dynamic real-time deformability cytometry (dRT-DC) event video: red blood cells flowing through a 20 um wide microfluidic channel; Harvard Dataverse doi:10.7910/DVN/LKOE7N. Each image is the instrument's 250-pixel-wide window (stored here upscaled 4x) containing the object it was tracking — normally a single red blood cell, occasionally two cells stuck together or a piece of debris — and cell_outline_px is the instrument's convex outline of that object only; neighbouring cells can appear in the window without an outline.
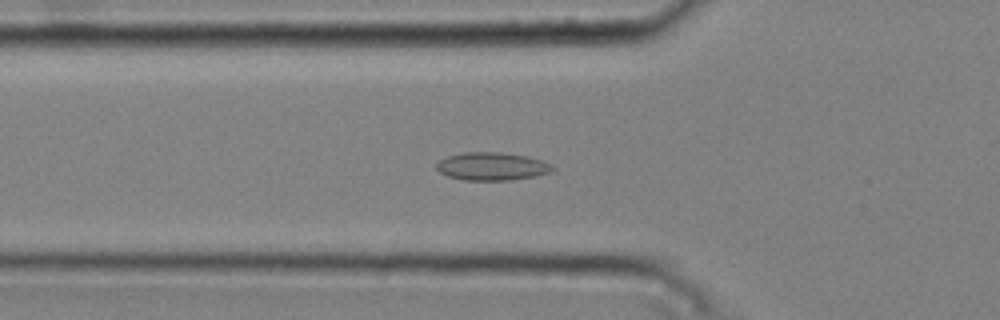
{"species": "common noctule bat (a hibernating species)", "species_latin": "Nyctalus noctula", "temperature_condition": "cold", "stored_images_in_passage": 51, "camera_frame_rate_fps": 3000, "um_per_image_px": 0.085, "animal": {"sex": "male", "body_mass_g": 20.4}, "frame": {"image": 1, "passage_image": 18, "time_ms": 5.667, "image_size_px": [1000, 320], "cell_outline_px": [[556, 168], [552, 172], [536, 176], [508, 180], [464, 180], [448, 176], [440, 172], [436, 168], [436, 164], [440, 160], [448, 156], [464, 152], [500, 152], [528, 156], [544, 160], [552, 164]], "centroid_in_image_um": [41.87, 14.13], "position_along_channel_um": 83.9, "area_um2": 19.07}}
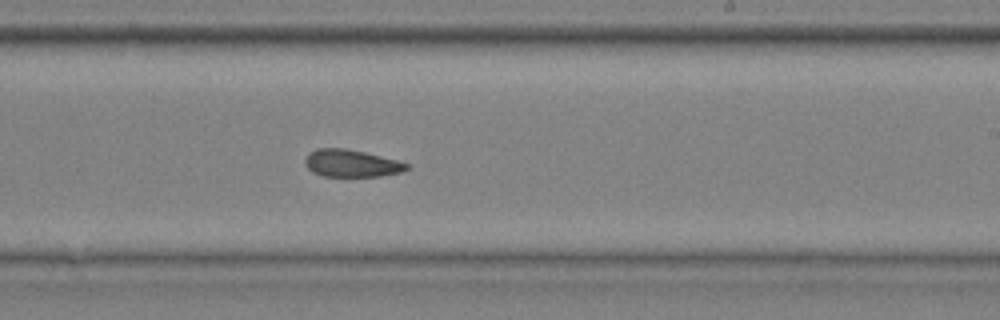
{"frame": {"image": 2, "passage_image": 32, "time_ms": 10.333, "image_size_px": [1000, 320], "cell_outline_px": [[412, 168], [404, 172], [380, 176], [324, 176], [312, 172], [304, 164], [304, 160], [308, 152], [316, 148], [344, 148], [364, 152], [400, 160], [408, 164]], "centroid_in_image_um": [29.9, 13.88], "position_along_channel_um": 259.1, "area_um2": 16.47}}
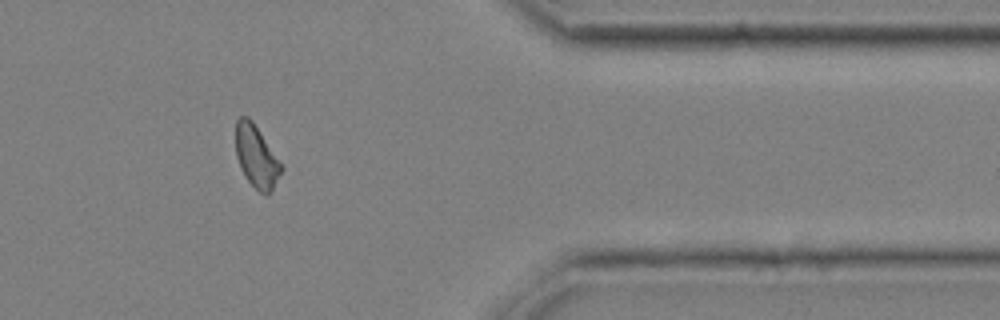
{"frame": {"image": 3, "passage_image": 44, "time_ms": 14.333, "image_size_px": [1000, 320], "cell_outline_px": [[284, 168], [272, 192], [268, 196], [260, 192], [248, 180], [240, 168], [236, 156], [236, 120], [240, 116], [248, 116], [252, 120]], "centroid_in_image_um": [21.8, 13.33], "position_along_channel_um": 389.6, "area_um2": 16.47}, "authors_computed_cell_mechanics": {"area_um2": 17.1088, "velocity_mm_per_s": 3.7476, "shape_relaxation_time_tau1_ms": null, "shape_relaxation_time_tau2_ms": 3.9548, "deformation_change_tau1": null, "deformation_change_tau2": 0.0915}}